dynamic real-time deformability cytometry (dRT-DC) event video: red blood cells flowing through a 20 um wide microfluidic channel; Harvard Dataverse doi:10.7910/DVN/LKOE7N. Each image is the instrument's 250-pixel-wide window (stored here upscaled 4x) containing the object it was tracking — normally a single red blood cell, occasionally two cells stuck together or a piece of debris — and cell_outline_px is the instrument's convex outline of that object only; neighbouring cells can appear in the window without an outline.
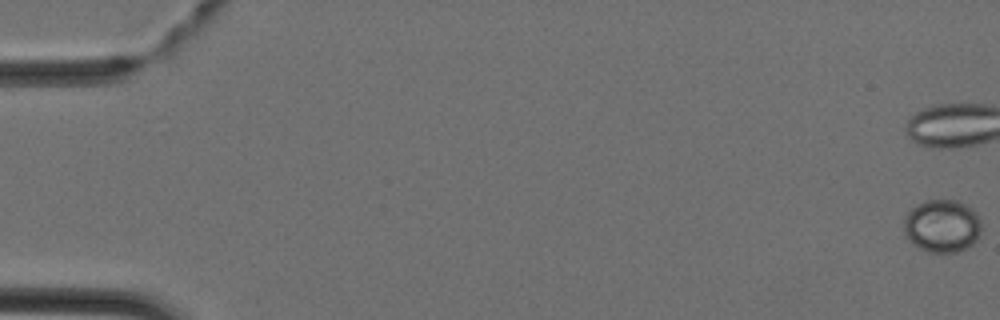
{"species": "Egyptian fruit bat (a non-hibernating species)", "species_latin": "Rousettus aegyptiacus", "temperature_condition": "cold", "stored_images_in_passage": 6, "camera_frame_rate_fps": 3000, "um_per_image_px": 0.085, "animal": {"sex": "female"}, "frame": {"image": 1, "passage_image": 1, "time_ms": 0.0, "image_size_px": [1000, 320], "cell_outline_px": [[980, 232], [976, 240], [972, 244], [956, 252], [928, 252], [912, 244], [904, 236], [904, 220], [908, 212], [916, 204], [928, 200], [956, 200], [972, 208], [976, 212], [980, 220]], "centroid_in_image_um": [80.05, 19.2], "position_along_channel_um": 4.9, "area_um2": 23.87}}